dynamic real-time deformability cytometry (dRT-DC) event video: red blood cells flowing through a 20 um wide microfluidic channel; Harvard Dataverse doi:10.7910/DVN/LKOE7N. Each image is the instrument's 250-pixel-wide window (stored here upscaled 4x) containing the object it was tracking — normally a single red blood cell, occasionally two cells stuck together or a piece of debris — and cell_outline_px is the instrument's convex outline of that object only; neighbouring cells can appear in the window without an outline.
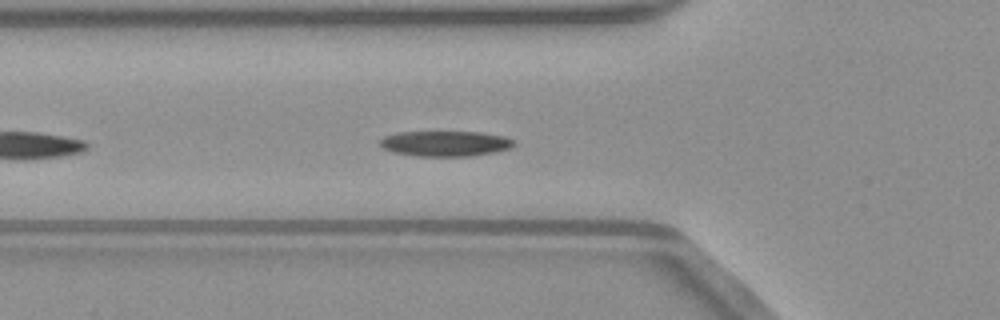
{"species": "common noctule bat (a hibernating species)", "species_latin": "Nyctalus noctula", "temperature_condition": "warm", "stored_images_in_passage": 38, "camera_frame_rate_fps": 3000, "um_per_image_px": 0.085, "animal": {"sex": "male", "body_mass_g": 23.1, "forearm_length_mm": 52.7}, "frame": {"image": 1, "passage_image": 6, "time_ms": 1.667, "image_size_px": [1000, 320], "cell_outline_px": [[516, 144], [512, 148], [492, 152], [468, 156], [416, 156], [392, 152], [384, 148], [380, 144], [380, 140], [384, 136], [396, 132], [480, 132], [504, 136], [516, 140]], "centroid_in_image_um": [37.87, 12.2], "position_along_channel_um": 87.9, "area_um2": 19.88}}
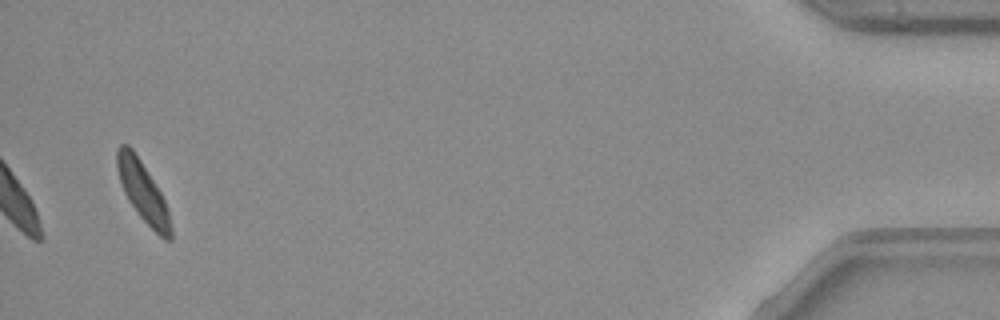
{"frame": {"image": 2, "passage_image": 38, "time_ms": 12.333, "image_size_px": [1000, 320], "cell_outline_px": [[172, 240], [164, 240], [140, 216], [128, 200], [124, 192], [116, 168], [116, 148], [120, 144], [128, 144], [132, 148], [156, 184], [164, 200], [168, 212], [172, 228]], "centroid_in_image_um": [12.13, 16.27], "position_along_channel_um": 423.1, "area_um2": 18.55}, "authors_computed_cell_mechanics": {"area_um2": 19.7387, "velocity_mm_per_s": 3.982, "shape_relaxation_time_tau1_ms": 2.6987, "shape_relaxation_time_tau2_ms": null, "deformation_change_tau1": 0.1106, "deformation_change_tau2": null}}